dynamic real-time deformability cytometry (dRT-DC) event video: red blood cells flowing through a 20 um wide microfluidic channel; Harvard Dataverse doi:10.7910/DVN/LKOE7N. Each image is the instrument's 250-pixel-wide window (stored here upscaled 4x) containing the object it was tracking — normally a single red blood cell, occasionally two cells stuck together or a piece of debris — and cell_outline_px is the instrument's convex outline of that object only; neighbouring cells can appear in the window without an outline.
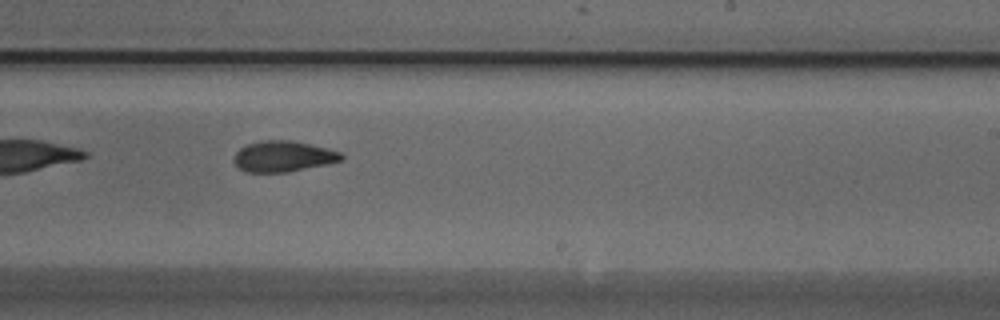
{"species": "Egyptian fruit bat (a non-hibernating species)", "species_latin": "Rousettus aegyptiacus", "temperature_condition": "cold", "stored_images_in_passage": 27, "camera_frame_rate_fps": 3000, "um_per_image_px": 0.085, "animal": {"sex": "male"}, "frame": {"image": 1, "passage_image": 16, "time_ms": 5.0, "image_size_px": [1000, 320], "cell_outline_px": [[344, 160], [328, 164], [288, 172], [244, 172], [236, 168], [232, 160], [236, 152], [240, 148], [248, 144], [260, 140], [292, 140], [328, 148], [340, 152], [344, 156]], "centroid_in_image_um": [24.05, 13.3], "position_along_channel_um": 264.9, "area_um2": 19.65}}
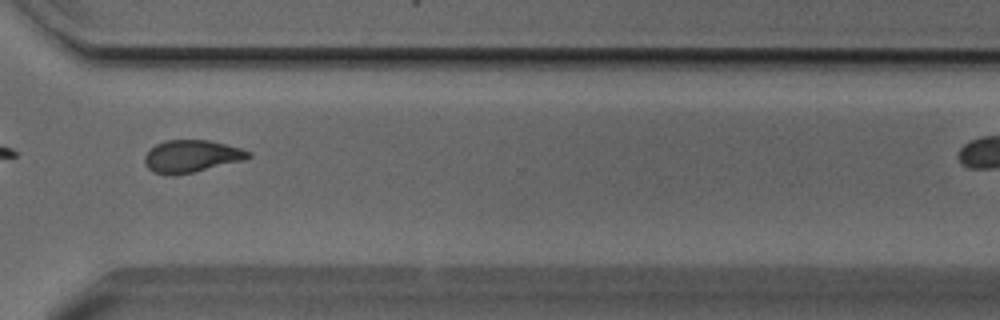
{"frame": {"image": 2, "passage_image": 23, "time_ms": 7.333, "image_size_px": [1000, 320], "cell_outline_px": [[252, 156], [244, 160], [192, 172], [172, 176], [168, 176], [152, 172], [144, 164], [144, 156], [156, 144], [164, 140], [208, 140], [240, 148], [252, 152]], "centroid_in_image_um": [16.25, 13.29], "position_along_channel_um": 354.4, "area_um2": 19.54}}